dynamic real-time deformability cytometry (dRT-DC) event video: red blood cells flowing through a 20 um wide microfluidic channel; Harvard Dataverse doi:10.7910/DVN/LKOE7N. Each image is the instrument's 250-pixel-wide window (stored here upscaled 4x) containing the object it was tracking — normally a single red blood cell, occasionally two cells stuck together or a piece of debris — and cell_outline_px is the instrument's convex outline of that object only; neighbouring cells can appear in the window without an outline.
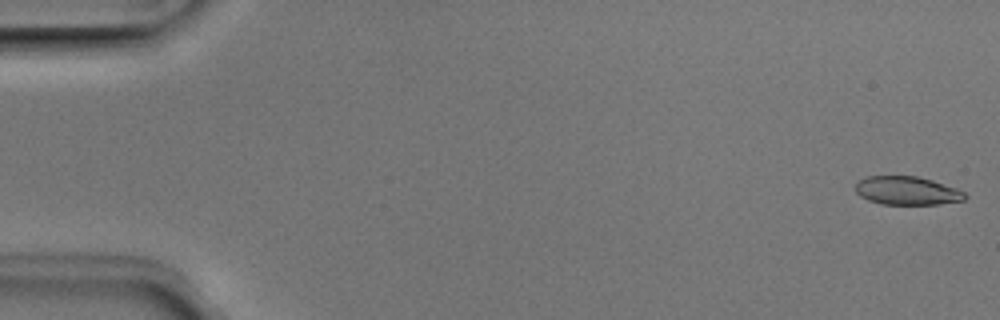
{"species": "Egyptian fruit bat (a non-hibernating species)", "species_latin": "Rousettus aegyptiacus", "temperature_condition": "room temperature", "stored_images_in_passage": 52, "segment_of_instrument_passage": [1, 2], "camera_frame_rate_fps": 3000, "um_per_image_px": 0.085, "animal": {"sex": "male"}, "frame": {"image": 1, "passage_image": 1, "time_ms": 0.0, "image_size_px": [1000, 320], "cell_outline_px": [[968, 196], [964, 200], [936, 204], [880, 204], [868, 200], [860, 196], [856, 192], [856, 184], [860, 180], [868, 176], [916, 176], [932, 180], [956, 188], [964, 192]], "centroid_in_image_um": [77.1, 16.21], "position_along_channel_um": 7.9, "area_um2": 18.03}}
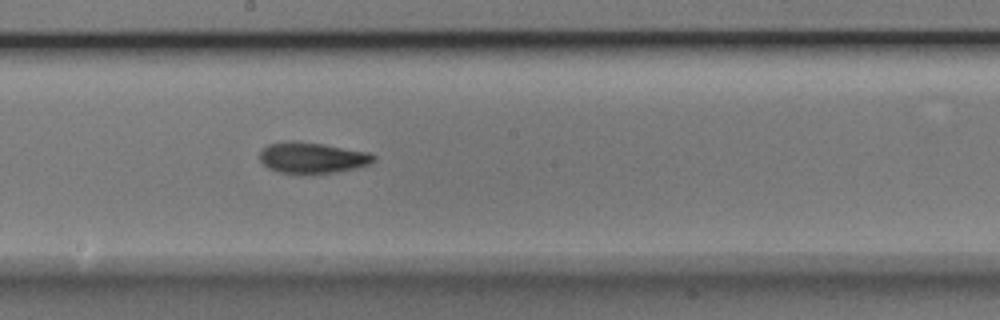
{"frame": {"image": 2, "passage_image": 28, "time_ms": 9.0, "image_size_px": [1000, 320], "cell_outline_px": [[376, 160], [368, 164], [356, 168], [336, 172], [276, 172], [268, 168], [260, 160], [260, 148], [268, 144], [288, 140], [296, 140], [368, 152], [376, 156]], "centroid_in_image_um": [26.5, 13.38], "position_along_channel_um": 221.7, "area_um2": 20.29}}
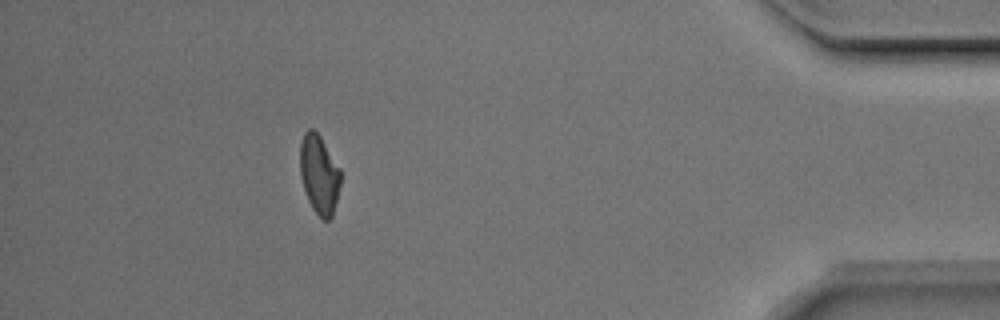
{"frame": {"image": 3, "passage_image": 46, "time_ms": 15.0, "image_size_px": [1000, 320], "cell_outline_px": [[340, 184], [332, 216], [328, 220], [324, 220], [312, 208], [308, 200], [300, 176], [300, 144], [304, 132], [308, 128], [312, 128], [320, 136], [340, 168]], "centroid_in_image_um": [27.11, 14.79], "position_along_channel_um": 408.1, "area_um2": 18.5}}